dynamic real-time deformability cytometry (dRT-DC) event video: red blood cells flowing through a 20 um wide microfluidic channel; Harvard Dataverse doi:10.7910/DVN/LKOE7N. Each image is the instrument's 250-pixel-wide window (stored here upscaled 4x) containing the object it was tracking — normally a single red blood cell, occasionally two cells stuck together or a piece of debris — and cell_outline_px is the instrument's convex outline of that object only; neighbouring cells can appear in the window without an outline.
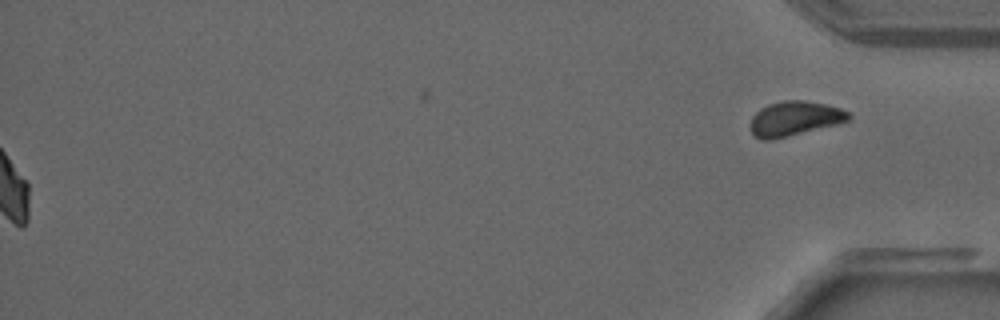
{"species": "common noctule bat (a hibernating species)", "species_latin": "Nyctalus noctula", "temperature_condition": "warm", "stored_images_in_passage": 39, "segment_of_instrument_passage": [2, 2], "camera_frame_rate_fps": 3000, "um_per_image_px": 0.085, "animal": {"sex": "male", "forearm_length_mm": 52.5}, "frame": {"image": 1, "passage_image": 39, "time_ms": 12.667, "image_size_px": [1000, 320], "cell_outline_px": [[852, 116], [848, 120], [772, 140], [760, 140], [752, 132], [752, 116], [760, 108], [768, 104], [784, 100], [804, 100], [824, 104], [840, 108], [848, 112]], "centroid_in_image_um": [67.51, 10.06], "position_along_channel_um": 367.7, "area_um2": 19.31}}